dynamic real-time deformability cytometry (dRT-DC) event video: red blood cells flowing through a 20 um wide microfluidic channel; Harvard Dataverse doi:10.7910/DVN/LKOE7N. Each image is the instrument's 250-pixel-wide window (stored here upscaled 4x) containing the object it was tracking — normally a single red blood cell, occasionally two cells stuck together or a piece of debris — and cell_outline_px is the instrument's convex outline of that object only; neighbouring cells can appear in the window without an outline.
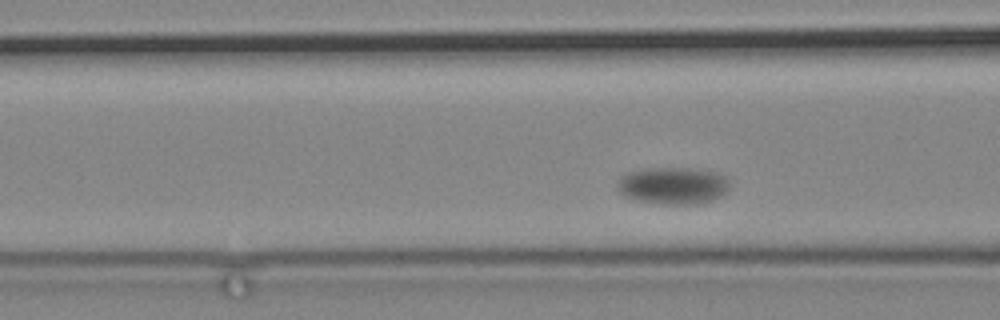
{"species": "common noctule bat (a hibernating species)", "species_latin": "Nyctalus noctula", "temperature_condition": "cold", "stored_images_in_passage": 55, "camera_frame_rate_fps": 3000, "um_per_image_px": 0.085, "animal": {"sex": "male", "body_mass_g": 19.2, "forearm_length_mm": 51.8}, "frame": {"image": 1, "passage_image": 7, "time_ms": 2.0, "image_size_px": [1000, 320], "cell_outline_px": [[728, 188], [720, 196], [704, 204], [656, 204], [636, 200], [624, 196], [616, 188], [616, 180], [628, 172], [656, 168], [688, 168], [716, 172], [724, 176], [728, 180]], "centroid_in_image_um": [57.17, 15.8], "position_along_channel_um": 109.4, "area_um2": 24.33}}
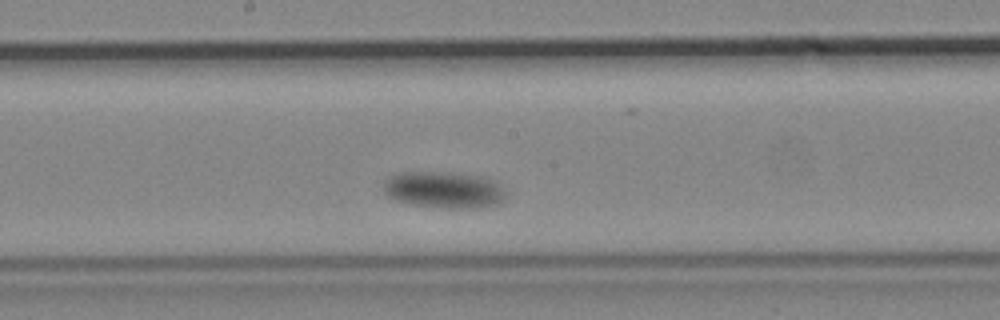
{"frame": {"image": 2, "passage_image": 19, "time_ms": 6.0, "image_size_px": [1000, 320], "cell_outline_px": [[504, 196], [500, 204], [480, 208], [440, 208], [408, 204], [396, 200], [388, 196], [384, 192], [384, 180], [388, 176], [404, 172], [448, 172], [480, 176], [492, 180], [500, 184], [504, 192]], "centroid_in_image_um": [37.71, 16.15], "position_along_channel_um": 210.5, "area_um2": 26.3}}
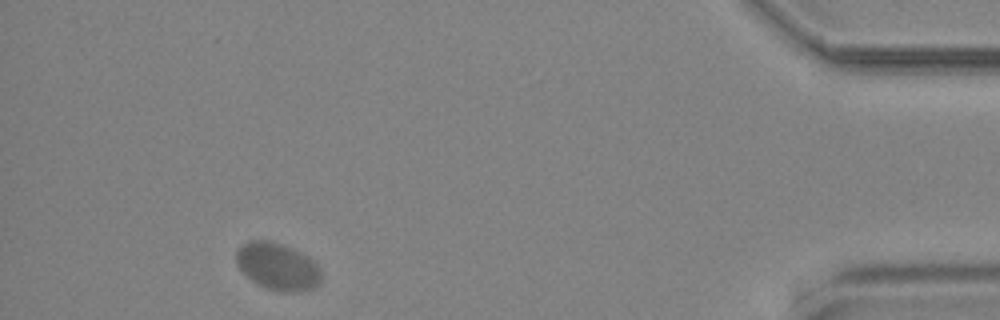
{"frame": {"image": 3, "passage_image": 49, "time_ms": 16.0, "image_size_px": [1000, 320], "cell_outline_px": [[320, 284], [304, 292], [280, 292], [256, 284], [236, 264], [236, 252], [240, 244], [248, 240], [268, 240], [292, 248], [308, 256], [320, 268]], "centroid_in_image_um": [23.59, 22.65], "position_along_channel_um": 411.6, "area_um2": 23.47}}